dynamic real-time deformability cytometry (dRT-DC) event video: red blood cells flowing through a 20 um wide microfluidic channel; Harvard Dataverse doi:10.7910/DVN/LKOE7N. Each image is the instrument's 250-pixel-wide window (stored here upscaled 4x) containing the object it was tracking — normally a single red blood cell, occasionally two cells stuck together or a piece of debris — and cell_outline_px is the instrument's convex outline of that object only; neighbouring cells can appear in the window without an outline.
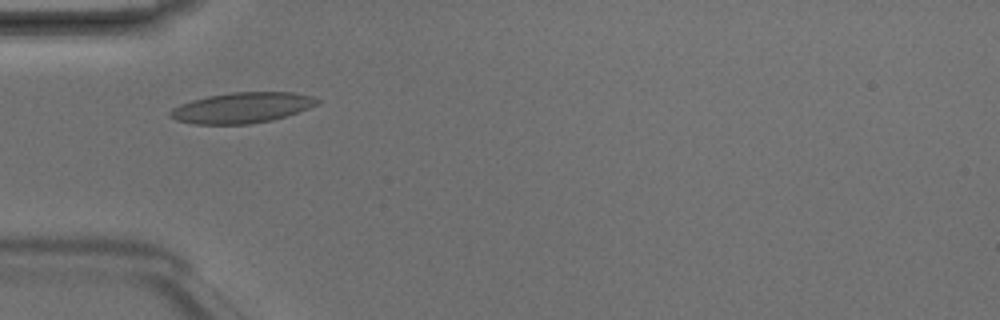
{"species": "Egyptian fruit bat (a non-hibernating species)", "species_latin": "Rousettus aegyptiacus", "temperature_condition": "room temperature", "stored_images_in_passage": 2, "camera_frame_rate_fps": 3000, "um_per_image_px": 0.085, "animal": {"sex": "male"}, "frame": {"image": 1, "passage_image": 2, "time_ms": 0.333, "image_size_px": [1000, 320], "cell_outline_px": [[320, 100], [316, 104], [308, 108], [272, 120], [248, 124], [192, 124], [176, 120], [168, 116], [168, 112], [172, 108], [180, 104], [192, 100], [208, 96], [232, 92], [292, 92], [312, 96]], "centroid_in_image_um": [20.51, 9.16], "position_along_channel_um": 64.5, "area_um2": 26.07}}